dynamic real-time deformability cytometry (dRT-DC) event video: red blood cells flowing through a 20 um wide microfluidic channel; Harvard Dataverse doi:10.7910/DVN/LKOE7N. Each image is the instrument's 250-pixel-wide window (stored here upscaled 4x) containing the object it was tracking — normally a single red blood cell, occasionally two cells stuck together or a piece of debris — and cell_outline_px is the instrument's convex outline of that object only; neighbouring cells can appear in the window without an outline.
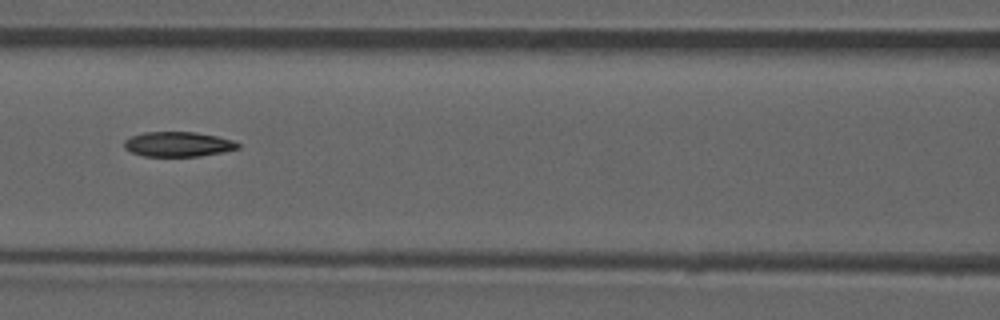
{"species": "common noctule bat (a hibernating species)", "species_latin": "Nyctalus noctula", "temperature_condition": "room temperature", "stored_images_in_passage": 52, "camera_frame_rate_fps": 3000, "um_per_image_px": 0.085, "animal": {"sex": "male", "forearm_length_mm": 52.5}, "frame": {"image": 1, "passage_image": 23, "time_ms": 7.333, "image_size_px": [1000, 320], "cell_outline_px": [[240, 148], [224, 152], [200, 156], [144, 156], [132, 152], [124, 148], [124, 140], [132, 136], [144, 132], [196, 132], [216, 136], [232, 140], [240, 144]], "centroid_in_image_um": [15.15, 12.26], "position_along_channel_um": 151.5, "area_um2": 16.47}, "authors_computed_cell_mechanics": {"area_um2": 17.2533, "velocity_mm_per_s": 3.9008, "shape_relaxation_time_tau1_ms": null, "shape_relaxation_time_tau2_ms": 8.6776, "deformation_change_tau1": null, "deformation_change_tau2": 0.1816}}